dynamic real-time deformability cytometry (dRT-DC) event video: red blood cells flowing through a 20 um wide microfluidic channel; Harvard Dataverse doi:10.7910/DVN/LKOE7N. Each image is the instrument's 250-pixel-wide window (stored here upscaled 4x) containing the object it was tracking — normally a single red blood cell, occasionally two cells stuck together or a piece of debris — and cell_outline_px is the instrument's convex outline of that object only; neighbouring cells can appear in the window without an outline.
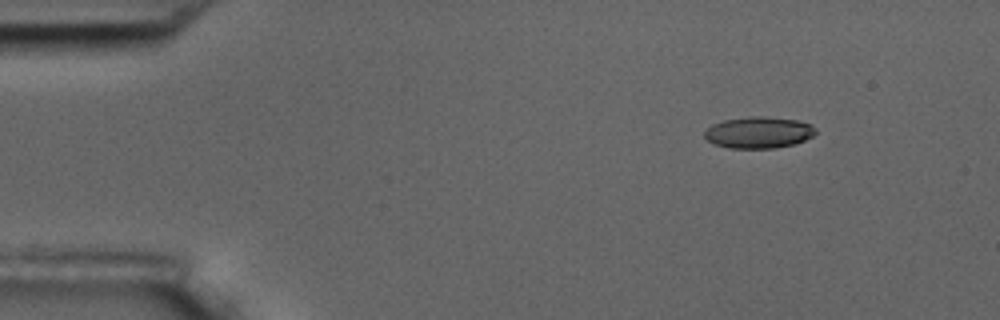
{"species": "common noctule bat (a hibernating species)", "species_latin": "Nyctalus noctula", "temperature_condition": "room temperature", "stored_images_in_passage": 3, "camera_frame_rate_fps": 3000, "um_per_image_px": 0.085, "animal": {"sex": "male", "body_mass_g": 17.5, "forearm_length_mm": 52.3}, "frame": {"image": 1, "passage_image": 1, "time_ms": 0.0, "image_size_px": [1000, 320], "cell_outline_px": [[816, 132], [812, 136], [796, 144], [776, 148], [728, 148], [712, 144], [704, 136], [704, 132], [712, 124], [724, 120], [752, 116], [764, 116], [796, 120], [812, 124], [816, 128]], "centroid_in_image_um": [64.49, 11.27], "position_along_channel_um": 20.5, "area_um2": 20.52}}
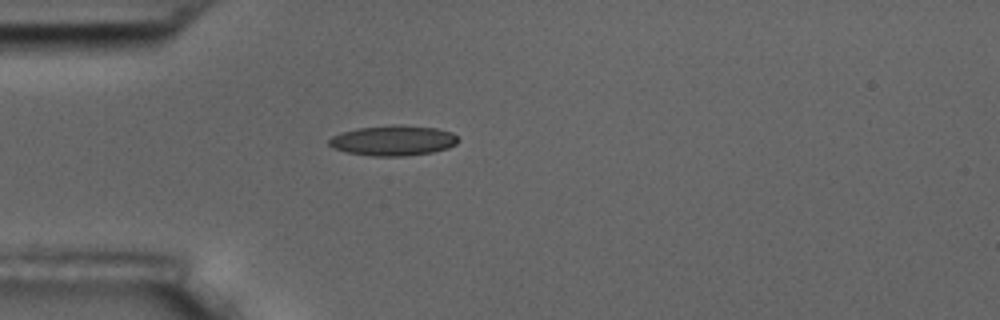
{"frame": {"image": 2, "passage_image": 3, "time_ms": 3.0, "image_size_px": [1000, 320], "cell_outline_px": [[460, 140], [456, 144], [448, 148], [432, 152], [404, 156], [372, 156], [344, 152], [332, 148], [328, 144], [328, 140], [332, 136], [356, 128], [392, 124], [436, 128], [452, 132]], "centroid_in_image_um": [33.4, 11.94], "position_along_channel_um": 51.6, "area_um2": 22.89}}